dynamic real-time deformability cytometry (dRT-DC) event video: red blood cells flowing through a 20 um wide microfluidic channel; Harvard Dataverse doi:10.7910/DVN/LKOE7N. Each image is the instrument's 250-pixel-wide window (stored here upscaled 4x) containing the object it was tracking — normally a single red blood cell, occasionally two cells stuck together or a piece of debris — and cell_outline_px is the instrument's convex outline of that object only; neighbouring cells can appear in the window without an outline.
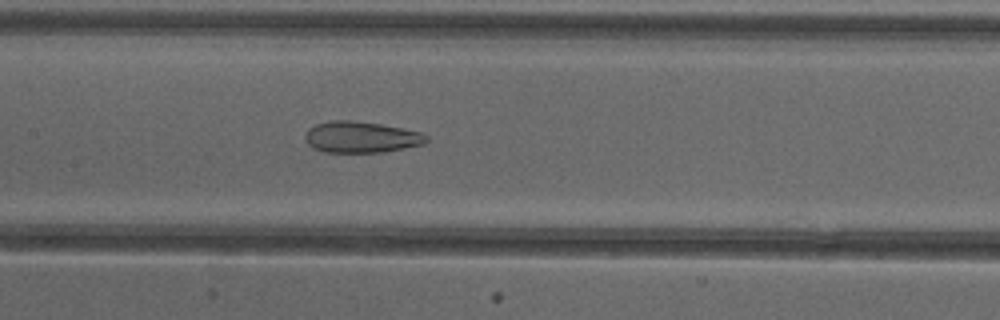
{"species": "common noctule bat (a hibernating species)", "species_latin": "Nyctalus noctula", "temperature_condition": "cold", "stored_images_in_passage": 51, "camera_frame_rate_fps": 3000, "um_per_image_px": 0.085, "animal": {"sex": "female"}, "frame": {"image": 1, "passage_image": 25, "time_ms": 8.0, "image_size_px": [1000, 320], "cell_outline_px": [[428, 140], [424, 144], [380, 152], [324, 152], [312, 148], [308, 144], [304, 136], [308, 128], [316, 124], [332, 120], [352, 120], [380, 124], [424, 132], [428, 136]], "centroid_in_image_um": [30.69, 11.65], "position_along_channel_um": 176.7, "area_um2": 22.14}}
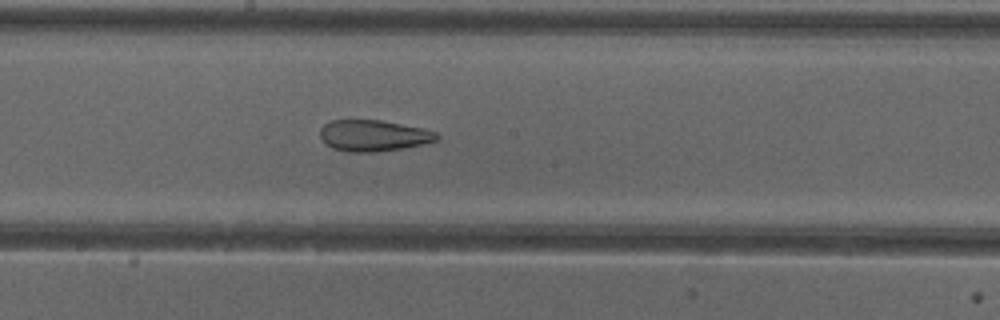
{"frame": {"image": 2, "passage_image": 28, "time_ms": 9.0, "image_size_px": [1000, 320], "cell_outline_px": [[440, 140], [424, 144], [404, 148], [376, 152], [348, 152], [332, 148], [324, 144], [320, 136], [320, 128], [324, 124], [332, 120], [380, 120], [420, 128], [436, 132], [440, 136]], "centroid_in_image_um": [31.73, 11.54], "position_along_channel_um": 216.5, "area_um2": 21.39}}
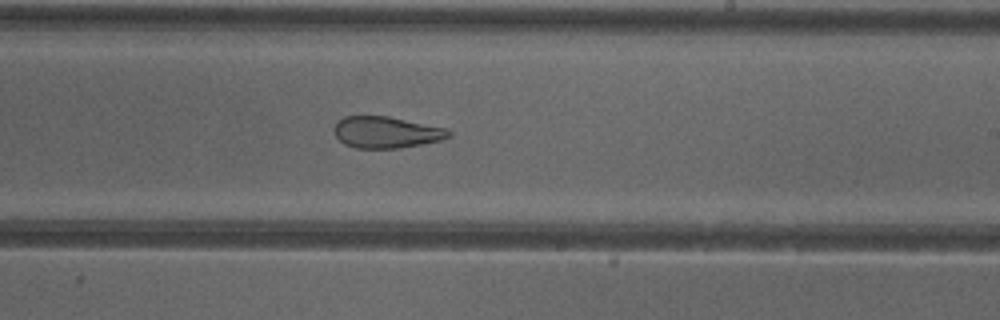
{"frame": {"image": 3, "passage_image": 31, "time_ms": 10.0, "image_size_px": [1000, 320], "cell_outline_px": [[452, 136], [440, 140], [400, 148], [356, 148], [344, 144], [336, 136], [332, 128], [344, 116], [388, 116], [448, 128], [452, 132]], "centroid_in_image_um": [32.85, 11.24], "position_along_channel_um": 256.1, "area_um2": 21.1}, "authors_computed_cell_mechanics": {"area_um2": 26.588, "velocity_mm_per_s": 4.0073, "shape_relaxation_time_tau1_ms": null, "shape_relaxation_time_tau2_ms": 2.44, "deformation_change_tau1": null, "deformation_change_tau2": 0.1115}}